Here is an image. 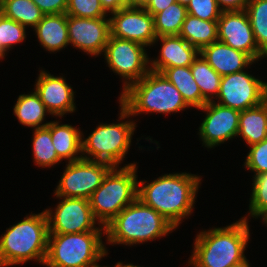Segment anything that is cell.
<instances>
[{
	"instance_id": "6da1fadb",
	"label": "cell",
	"mask_w": 267,
	"mask_h": 267,
	"mask_svg": "<svg viewBox=\"0 0 267 267\" xmlns=\"http://www.w3.org/2000/svg\"><path fill=\"white\" fill-rule=\"evenodd\" d=\"M138 181L137 198L178 228L193 213L201 177L191 173H169L151 183Z\"/></svg>"
},
{
	"instance_id": "7a4b0ae2",
	"label": "cell",
	"mask_w": 267,
	"mask_h": 267,
	"mask_svg": "<svg viewBox=\"0 0 267 267\" xmlns=\"http://www.w3.org/2000/svg\"><path fill=\"white\" fill-rule=\"evenodd\" d=\"M247 217L226 227L201 231L194 239L188 265L192 267H233L245 261L250 239Z\"/></svg>"
},
{
	"instance_id": "3957f363",
	"label": "cell",
	"mask_w": 267,
	"mask_h": 267,
	"mask_svg": "<svg viewBox=\"0 0 267 267\" xmlns=\"http://www.w3.org/2000/svg\"><path fill=\"white\" fill-rule=\"evenodd\" d=\"M49 228L45 211L24 217L0 236V267L28 261L45 263Z\"/></svg>"
},
{
	"instance_id": "277c9868",
	"label": "cell",
	"mask_w": 267,
	"mask_h": 267,
	"mask_svg": "<svg viewBox=\"0 0 267 267\" xmlns=\"http://www.w3.org/2000/svg\"><path fill=\"white\" fill-rule=\"evenodd\" d=\"M176 228L138 198L105 226L107 244L134 245L164 237Z\"/></svg>"
},
{
	"instance_id": "5b68a950",
	"label": "cell",
	"mask_w": 267,
	"mask_h": 267,
	"mask_svg": "<svg viewBox=\"0 0 267 267\" xmlns=\"http://www.w3.org/2000/svg\"><path fill=\"white\" fill-rule=\"evenodd\" d=\"M118 100L131 116L144 112L171 114L189 108L180 91L162 73L151 70L121 92Z\"/></svg>"
},
{
	"instance_id": "8992f818",
	"label": "cell",
	"mask_w": 267,
	"mask_h": 267,
	"mask_svg": "<svg viewBox=\"0 0 267 267\" xmlns=\"http://www.w3.org/2000/svg\"><path fill=\"white\" fill-rule=\"evenodd\" d=\"M120 168V169H119ZM136 163L122 168L112 167L102 184L89 198L90 207L97 222L105 227L119 212L137 199L138 179Z\"/></svg>"
},
{
	"instance_id": "52a82bcc",
	"label": "cell",
	"mask_w": 267,
	"mask_h": 267,
	"mask_svg": "<svg viewBox=\"0 0 267 267\" xmlns=\"http://www.w3.org/2000/svg\"><path fill=\"white\" fill-rule=\"evenodd\" d=\"M105 231L49 234L46 267H100L97 262L108 256L102 241Z\"/></svg>"
},
{
	"instance_id": "ba28073f",
	"label": "cell",
	"mask_w": 267,
	"mask_h": 267,
	"mask_svg": "<svg viewBox=\"0 0 267 267\" xmlns=\"http://www.w3.org/2000/svg\"><path fill=\"white\" fill-rule=\"evenodd\" d=\"M118 123L98 125L87 138L82 133V158L119 167L131 146L136 122L126 120L131 114L120 104ZM86 154V155H85ZM93 157V158H92Z\"/></svg>"
},
{
	"instance_id": "9c48e42d",
	"label": "cell",
	"mask_w": 267,
	"mask_h": 267,
	"mask_svg": "<svg viewBox=\"0 0 267 267\" xmlns=\"http://www.w3.org/2000/svg\"><path fill=\"white\" fill-rule=\"evenodd\" d=\"M145 46L130 40L109 36L104 50L108 67L122 77L125 91L150 71V59Z\"/></svg>"
},
{
	"instance_id": "30bf717a",
	"label": "cell",
	"mask_w": 267,
	"mask_h": 267,
	"mask_svg": "<svg viewBox=\"0 0 267 267\" xmlns=\"http://www.w3.org/2000/svg\"><path fill=\"white\" fill-rule=\"evenodd\" d=\"M61 201L53 209H45L49 234H72L90 231H105L97 223L89 199L56 196ZM63 198V199H62ZM99 224V227L96 225Z\"/></svg>"
},
{
	"instance_id": "8fae6325",
	"label": "cell",
	"mask_w": 267,
	"mask_h": 267,
	"mask_svg": "<svg viewBox=\"0 0 267 267\" xmlns=\"http://www.w3.org/2000/svg\"><path fill=\"white\" fill-rule=\"evenodd\" d=\"M111 168L108 163L83 158L68 162L54 195L89 199Z\"/></svg>"
},
{
	"instance_id": "7c38bea8",
	"label": "cell",
	"mask_w": 267,
	"mask_h": 267,
	"mask_svg": "<svg viewBox=\"0 0 267 267\" xmlns=\"http://www.w3.org/2000/svg\"><path fill=\"white\" fill-rule=\"evenodd\" d=\"M267 82L246 71L222 76L217 103L238 111L256 107L266 101Z\"/></svg>"
},
{
	"instance_id": "4fadbf2b",
	"label": "cell",
	"mask_w": 267,
	"mask_h": 267,
	"mask_svg": "<svg viewBox=\"0 0 267 267\" xmlns=\"http://www.w3.org/2000/svg\"><path fill=\"white\" fill-rule=\"evenodd\" d=\"M206 117L199 126V137L207 148H214L238 136L240 111L209 101L201 108Z\"/></svg>"
},
{
	"instance_id": "5bb4252c",
	"label": "cell",
	"mask_w": 267,
	"mask_h": 267,
	"mask_svg": "<svg viewBox=\"0 0 267 267\" xmlns=\"http://www.w3.org/2000/svg\"><path fill=\"white\" fill-rule=\"evenodd\" d=\"M110 35L137 42L145 47L157 38L154 17L144 7L128 6L111 14Z\"/></svg>"
},
{
	"instance_id": "9a60e30c",
	"label": "cell",
	"mask_w": 267,
	"mask_h": 267,
	"mask_svg": "<svg viewBox=\"0 0 267 267\" xmlns=\"http://www.w3.org/2000/svg\"><path fill=\"white\" fill-rule=\"evenodd\" d=\"M217 22L218 41L246 53L254 62L267 57L256 44L246 10L222 11Z\"/></svg>"
},
{
	"instance_id": "2e32d148",
	"label": "cell",
	"mask_w": 267,
	"mask_h": 267,
	"mask_svg": "<svg viewBox=\"0 0 267 267\" xmlns=\"http://www.w3.org/2000/svg\"><path fill=\"white\" fill-rule=\"evenodd\" d=\"M68 37L71 46L91 56L104 53L110 36V18H84L67 15Z\"/></svg>"
},
{
	"instance_id": "e0dca14e",
	"label": "cell",
	"mask_w": 267,
	"mask_h": 267,
	"mask_svg": "<svg viewBox=\"0 0 267 267\" xmlns=\"http://www.w3.org/2000/svg\"><path fill=\"white\" fill-rule=\"evenodd\" d=\"M34 87L50 115L62 118L76 110L74 91L63 76H54L45 70L39 71Z\"/></svg>"
},
{
	"instance_id": "ac0fdd59",
	"label": "cell",
	"mask_w": 267,
	"mask_h": 267,
	"mask_svg": "<svg viewBox=\"0 0 267 267\" xmlns=\"http://www.w3.org/2000/svg\"><path fill=\"white\" fill-rule=\"evenodd\" d=\"M160 40L162 43L159 56L150 60V70L161 73L166 68L190 66L200 54V51L190 45L179 35L160 36L154 44Z\"/></svg>"
},
{
	"instance_id": "d6986e66",
	"label": "cell",
	"mask_w": 267,
	"mask_h": 267,
	"mask_svg": "<svg viewBox=\"0 0 267 267\" xmlns=\"http://www.w3.org/2000/svg\"><path fill=\"white\" fill-rule=\"evenodd\" d=\"M200 54L221 76L241 72L255 63L246 53L218 40L204 47Z\"/></svg>"
},
{
	"instance_id": "ffe728a7",
	"label": "cell",
	"mask_w": 267,
	"mask_h": 267,
	"mask_svg": "<svg viewBox=\"0 0 267 267\" xmlns=\"http://www.w3.org/2000/svg\"><path fill=\"white\" fill-rule=\"evenodd\" d=\"M39 44L55 53L70 45L67 14L44 15L34 28Z\"/></svg>"
},
{
	"instance_id": "44dd1931",
	"label": "cell",
	"mask_w": 267,
	"mask_h": 267,
	"mask_svg": "<svg viewBox=\"0 0 267 267\" xmlns=\"http://www.w3.org/2000/svg\"><path fill=\"white\" fill-rule=\"evenodd\" d=\"M51 137L56 153L68 162L82 159V131L69 124L51 121ZM80 156H79V155Z\"/></svg>"
},
{
	"instance_id": "7402d4cb",
	"label": "cell",
	"mask_w": 267,
	"mask_h": 267,
	"mask_svg": "<svg viewBox=\"0 0 267 267\" xmlns=\"http://www.w3.org/2000/svg\"><path fill=\"white\" fill-rule=\"evenodd\" d=\"M238 136L248 146L267 138V100L260 105L240 111Z\"/></svg>"
},
{
	"instance_id": "603a6c76",
	"label": "cell",
	"mask_w": 267,
	"mask_h": 267,
	"mask_svg": "<svg viewBox=\"0 0 267 267\" xmlns=\"http://www.w3.org/2000/svg\"><path fill=\"white\" fill-rule=\"evenodd\" d=\"M161 73L180 91L183 100L189 107L199 109L208 102L202 96L190 66L166 68Z\"/></svg>"
},
{
	"instance_id": "cb8c5ba5",
	"label": "cell",
	"mask_w": 267,
	"mask_h": 267,
	"mask_svg": "<svg viewBox=\"0 0 267 267\" xmlns=\"http://www.w3.org/2000/svg\"><path fill=\"white\" fill-rule=\"evenodd\" d=\"M179 36L199 51L218 40V22L186 15Z\"/></svg>"
},
{
	"instance_id": "d4e9b609",
	"label": "cell",
	"mask_w": 267,
	"mask_h": 267,
	"mask_svg": "<svg viewBox=\"0 0 267 267\" xmlns=\"http://www.w3.org/2000/svg\"><path fill=\"white\" fill-rule=\"evenodd\" d=\"M13 113L20 124L34 129L44 128L50 123L42 124L45 120V115H50V113L35 90L30 94L19 95L13 107Z\"/></svg>"
},
{
	"instance_id": "484cf974",
	"label": "cell",
	"mask_w": 267,
	"mask_h": 267,
	"mask_svg": "<svg viewBox=\"0 0 267 267\" xmlns=\"http://www.w3.org/2000/svg\"><path fill=\"white\" fill-rule=\"evenodd\" d=\"M190 70L202 96L208 102L213 101L218 95L222 76L208 64L201 54L190 65Z\"/></svg>"
},
{
	"instance_id": "4316f807",
	"label": "cell",
	"mask_w": 267,
	"mask_h": 267,
	"mask_svg": "<svg viewBox=\"0 0 267 267\" xmlns=\"http://www.w3.org/2000/svg\"><path fill=\"white\" fill-rule=\"evenodd\" d=\"M33 130L32 154L36 166L50 168L61 162L52 143L51 121L46 127Z\"/></svg>"
},
{
	"instance_id": "83f0119b",
	"label": "cell",
	"mask_w": 267,
	"mask_h": 267,
	"mask_svg": "<svg viewBox=\"0 0 267 267\" xmlns=\"http://www.w3.org/2000/svg\"><path fill=\"white\" fill-rule=\"evenodd\" d=\"M187 15L186 6L175 2L166 9L155 14L154 30L157 37L179 35Z\"/></svg>"
},
{
	"instance_id": "f1b7e54d",
	"label": "cell",
	"mask_w": 267,
	"mask_h": 267,
	"mask_svg": "<svg viewBox=\"0 0 267 267\" xmlns=\"http://www.w3.org/2000/svg\"><path fill=\"white\" fill-rule=\"evenodd\" d=\"M2 14L24 27H36L44 14L32 0H4Z\"/></svg>"
},
{
	"instance_id": "f546056e",
	"label": "cell",
	"mask_w": 267,
	"mask_h": 267,
	"mask_svg": "<svg viewBox=\"0 0 267 267\" xmlns=\"http://www.w3.org/2000/svg\"><path fill=\"white\" fill-rule=\"evenodd\" d=\"M245 10L256 44L267 56V0H249Z\"/></svg>"
},
{
	"instance_id": "4dcf8cb0",
	"label": "cell",
	"mask_w": 267,
	"mask_h": 267,
	"mask_svg": "<svg viewBox=\"0 0 267 267\" xmlns=\"http://www.w3.org/2000/svg\"><path fill=\"white\" fill-rule=\"evenodd\" d=\"M25 38L26 27L3 14L0 15V60L5 58V54L13 45L20 44Z\"/></svg>"
},
{
	"instance_id": "1f68e13d",
	"label": "cell",
	"mask_w": 267,
	"mask_h": 267,
	"mask_svg": "<svg viewBox=\"0 0 267 267\" xmlns=\"http://www.w3.org/2000/svg\"><path fill=\"white\" fill-rule=\"evenodd\" d=\"M249 199V215L260 218L267 212V173L253 176L252 193Z\"/></svg>"
},
{
	"instance_id": "d6a6232c",
	"label": "cell",
	"mask_w": 267,
	"mask_h": 267,
	"mask_svg": "<svg viewBox=\"0 0 267 267\" xmlns=\"http://www.w3.org/2000/svg\"><path fill=\"white\" fill-rule=\"evenodd\" d=\"M66 14L74 17H107L100 0H68Z\"/></svg>"
},
{
	"instance_id": "836d02e7",
	"label": "cell",
	"mask_w": 267,
	"mask_h": 267,
	"mask_svg": "<svg viewBox=\"0 0 267 267\" xmlns=\"http://www.w3.org/2000/svg\"><path fill=\"white\" fill-rule=\"evenodd\" d=\"M244 168L257 174L267 173V138L249 146Z\"/></svg>"
},
{
	"instance_id": "e575fe53",
	"label": "cell",
	"mask_w": 267,
	"mask_h": 267,
	"mask_svg": "<svg viewBox=\"0 0 267 267\" xmlns=\"http://www.w3.org/2000/svg\"><path fill=\"white\" fill-rule=\"evenodd\" d=\"M186 9L187 14L205 21H218L222 12L216 0H191Z\"/></svg>"
},
{
	"instance_id": "d590c367",
	"label": "cell",
	"mask_w": 267,
	"mask_h": 267,
	"mask_svg": "<svg viewBox=\"0 0 267 267\" xmlns=\"http://www.w3.org/2000/svg\"><path fill=\"white\" fill-rule=\"evenodd\" d=\"M44 15L66 13L68 0H32Z\"/></svg>"
},
{
	"instance_id": "8d00e7d4",
	"label": "cell",
	"mask_w": 267,
	"mask_h": 267,
	"mask_svg": "<svg viewBox=\"0 0 267 267\" xmlns=\"http://www.w3.org/2000/svg\"><path fill=\"white\" fill-rule=\"evenodd\" d=\"M216 1L221 11H241L246 9L249 0H216Z\"/></svg>"
},
{
	"instance_id": "74e56055",
	"label": "cell",
	"mask_w": 267,
	"mask_h": 267,
	"mask_svg": "<svg viewBox=\"0 0 267 267\" xmlns=\"http://www.w3.org/2000/svg\"><path fill=\"white\" fill-rule=\"evenodd\" d=\"M176 0H148L143 6L152 16L166 9L169 5L175 3Z\"/></svg>"
},
{
	"instance_id": "f35d334b",
	"label": "cell",
	"mask_w": 267,
	"mask_h": 267,
	"mask_svg": "<svg viewBox=\"0 0 267 267\" xmlns=\"http://www.w3.org/2000/svg\"><path fill=\"white\" fill-rule=\"evenodd\" d=\"M105 12L112 14L122 8V0H100Z\"/></svg>"
},
{
	"instance_id": "ab89813d",
	"label": "cell",
	"mask_w": 267,
	"mask_h": 267,
	"mask_svg": "<svg viewBox=\"0 0 267 267\" xmlns=\"http://www.w3.org/2000/svg\"><path fill=\"white\" fill-rule=\"evenodd\" d=\"M148 0H131V6L143 7Z\"/></svg>"
},
{
	"instance_id": "60d3db41",
	"label": "cell",
	"mask_w": 267,
	"mask_h": 267,
	"mask_svg": "<svg viewBox=\"0 0 267 267\" xmlns=\"http://www.w3.org/2000/svg\"><path fill=\"white\" fill-rule=\"evenodd\" d=\"M114 267H141V266H136V265H133V264H123L122 262H118L116 263V265Z\"/></svg>"
},
{
	"instance_id": "b9f144b4",
	"label": "cell",
	"mask_w": 267,
	"mask_h": 267,
	"mask_svg": "<svg viewBox=\"0 0 267 267\" xmlns=\"http://www.w3.org/2000/svg\"><path fill=\"white\" fill-rule=\"evenodd\" d=\"M233 267H250V263L249 261L246 259L245 261H243L242 263L235 265Z\"/></svg>"
},
{
	"instance_id": "7bdbcfd3",
	"label": "cell",
	"mask_w": 267,
	"mask_h": 267,
	"mask_svg": "<svg viewBox=\"0 0 267 267\" xmlns=\"http://www.w3.org/2000/svg\"><path fill=\"white\" fill-rule=\"evenodd\" d=\"M191 0H176L179 4L186 6L190 3Z\"/></svg>"
},
{
	"instance_id": "ee69618b",
	"label": "cell",
	"mask_w": 267,
	"mask_h": 267,
	"mask_svg": "<svg viewBox=\"0 0 267 267\" xmlns=\"http://www.w3.org/2000/svg\"><path fill=\"white\" fill-rule=\"evenodd\" d=\"M131 6V0H122V8Z\"/></svg>"
},
{
	"instance_id": "f6af8a7d",
	"label": "cell",
	"mask_w": 267,
	"mask_h": 267,
	"mask_svg": "<svg viewBox=\"0 0 267 267\" xmlns=\"http://www.w3.org/2000/svg\"><path fill=\"white\" fill-rule=\"evenodd\" d=\"M3 8H4V0H0V15L3 12Z\"/></svg>"
},
{
	"instance_id": "bcb514c9",
	"label": "cell",
	"mask_w": 267,
	"mask_h": 267,
	"mask_svg": "<svg viewBox=\"0 0 267 267\" xmlns=\"http://www.w3.org/2000/svg\"><path fill=\"white\" fill-rule=\"evenodd\" d=\"M261 220L263 219V222L266 224L267 226V212L260 218Z\"/></svg>"
}]
</instances>
